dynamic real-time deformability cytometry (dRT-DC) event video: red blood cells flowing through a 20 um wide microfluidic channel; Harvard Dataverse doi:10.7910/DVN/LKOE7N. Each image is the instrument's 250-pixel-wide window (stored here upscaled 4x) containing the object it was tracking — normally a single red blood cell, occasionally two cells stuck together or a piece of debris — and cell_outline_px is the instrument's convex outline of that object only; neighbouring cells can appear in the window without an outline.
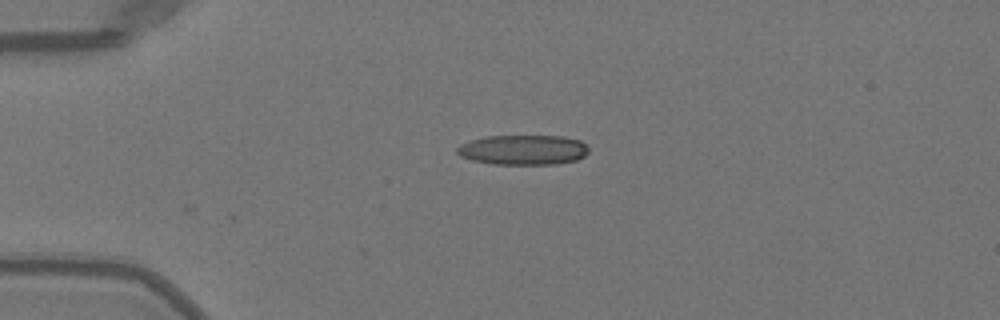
{"species": "Egyptian fruit bat (a non-hibernating species)", "species_latin": "Rousettus aegyptiacus", "temperature_condition": "warm", "stored_images_in_passage": 2, "camera_frame_rate_fps": 3000, "um_per_image_px": 0.085, "animal": {"sex": "female"}, "frame": {"image": 1, "passage_image": 2, "time_ms": 0.333, "image_size_px": [1000, 320], "cell_outline_px": [[588, 152], [584, 156], [576, 160], [556, 164], [492, 164], [472, 160], [460, 156], [456, 152], [456, 148], [460, 144], [468, 140], [484, 136], [560, 136], [580, 140], [588, 148]], "centroid_in_image_um": [44.42, 12.73], "position_along_channel_um": 40.6, "area_um2": 23.06}}